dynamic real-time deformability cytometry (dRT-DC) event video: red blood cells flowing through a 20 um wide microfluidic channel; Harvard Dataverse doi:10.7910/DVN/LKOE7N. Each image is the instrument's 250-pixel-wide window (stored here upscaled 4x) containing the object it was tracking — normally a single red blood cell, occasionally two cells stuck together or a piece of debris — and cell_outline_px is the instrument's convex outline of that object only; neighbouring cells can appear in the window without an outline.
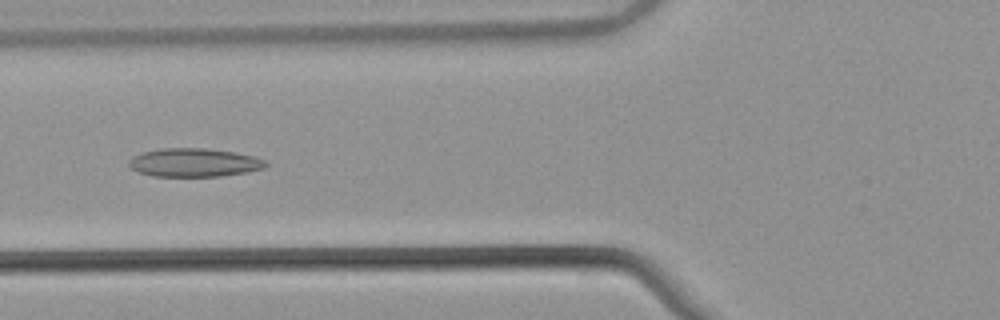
{"species": "common noctule bat (a hibernating species)", "species_latin": "Nyctalus noctula", "temperature_condition": "warm", "stored_images_in_passage": 48, "camera_frame_rate_fps": 3000, "um_per_image_px": 0.085, "animal": {"sex": "male", "body_mass_g": 21.5, "forearm_length_mm": 52.0}, "frame": {"image": 1, "passage_image": 16, "time_ms": 5.0, "image_size_px": [1000, 320], "cell_outline_px": [[268, 164], [264, 168], [248, 172], [220, 176], [152, 176], [140, 172], [132, 168], [128, 164], [128, 160], [132, 156], [144, 152], [160, 148], [204, 148], [236, 152], [252, 156], [264, 160]], "centroid_in_image_um": [16.5, 13.81], "position_along_channel_um": 109.3, "area_um2": 22.66}}
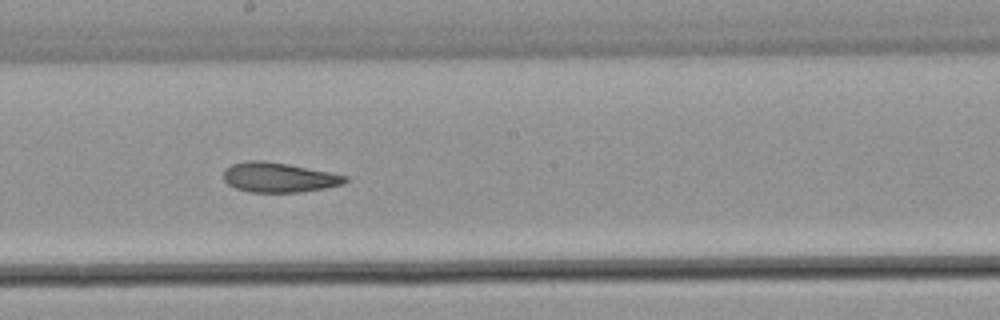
{"frame": {"image": 2, "passage_image": 25, "time_ms": 8.0, "image_size_px": [1000, 320], "cell_outline_px": [[348, 180], [344, 184], [324, 188], [300, 192], [248, 192], [236, 188], [228, 184], [224, 180], [224, 168], [232, 164], [248, 160], [264, 160], [288, 164], [332, 172], [348, 176]], "centroid_in_image_um": [23.71, 15.07], "position_along_channel_um": 224.5, "area_um2": 21.27}}
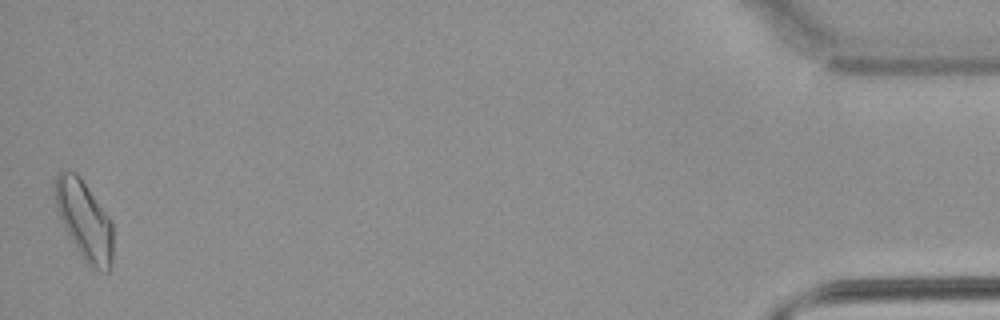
{"frame": {"image": 3, "passage_image": 48, "time_ms": 15.667, "image_size_px": [1000, 320], "cell_outline_px": [[112, 260], [108, 272], [104, 272], [92, 268], [84, 260], [72, 240], [56, 208], [52, 188], [56, 176], [64, 168], [76, 172], [80, 176], [112, 220]], "centroid_in_image_um": [7.16, 18.66], "position_along_channel_um": 428.0, "area_um2": 26.76}, "authors_computed_cell_mechanics": {"area_um2": 22.3108, "velocity_mm_per_s": 3.8409, "shape_relaxation_time_tau1_ms": null, "shape_relaxation_time_tau2_ms": 3.3684, "deformation_change_tau1": null, "deformation_change_tau2": 0.0933}}